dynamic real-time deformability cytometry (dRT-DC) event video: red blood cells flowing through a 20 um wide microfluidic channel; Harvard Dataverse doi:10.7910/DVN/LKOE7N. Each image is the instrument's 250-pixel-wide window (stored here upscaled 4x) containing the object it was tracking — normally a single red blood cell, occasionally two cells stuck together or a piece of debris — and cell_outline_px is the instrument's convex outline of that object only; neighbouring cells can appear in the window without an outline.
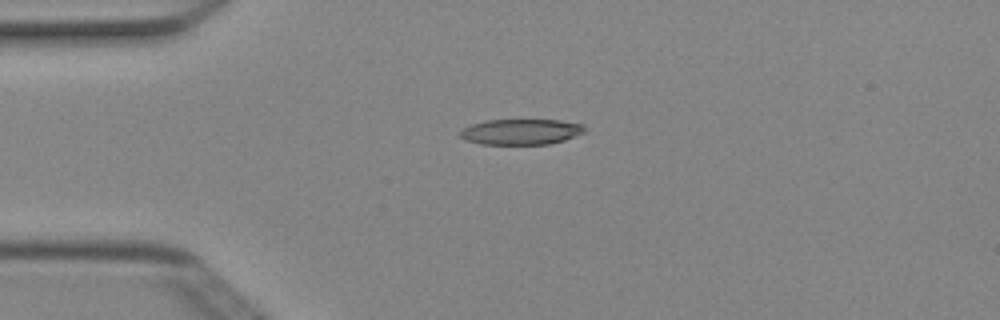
{"species": "Egyptian fruit bat (a non-hibernating species)", "species_latin": "Rousettus aegyptiacus", "temperature_condition": "cold", "stored_images_in_passage": 2, "camera_frame_rate_fps": 3000, "um_per_image_px": 0.085, "animal": {"sex": "female"}, "frame": {"image": 1, "passage_image": 2, "time_ms": 0.333, "image_size_px": [1000, 320], "cell_outline_px": [[584, 132], [564, 140], [548, 144], [480, 144], [464, 140], [460, 136], [460, 132], [464, 128], [472, 124], [484, 120], [560, 120], [584, 124]], "centroid_in_image_um": [44.27, 11.2], "position_along_channel_um": 40.7, "area_um2": 18.55}}